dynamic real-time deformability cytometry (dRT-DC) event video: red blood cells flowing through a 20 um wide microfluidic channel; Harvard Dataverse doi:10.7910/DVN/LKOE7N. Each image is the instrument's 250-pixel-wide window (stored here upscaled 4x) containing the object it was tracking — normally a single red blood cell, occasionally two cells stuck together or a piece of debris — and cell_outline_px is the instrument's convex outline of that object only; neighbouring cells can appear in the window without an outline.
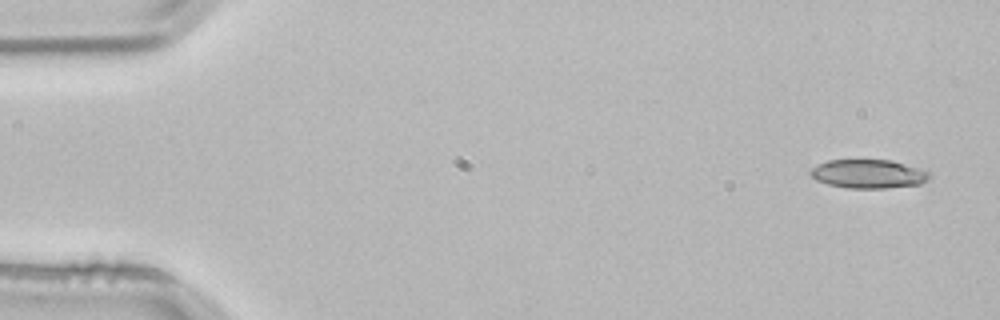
{"species": "common noctule bat (a hibernating species)", "species_latin": "Nyctalus noctula", "temperature_condition": "room temperature", "stored_images_in_passage": 5, "camera_frame_rate_fps": 3000, "um_per_image_px": 0.085, "animal": {"sex": "male", "body_mass_g": 21.5, "forearm_length_mm": 52.0}, "frame": {"image": 1, "passage_image": 1, "time_ms": 0.0, "image_size_px": [1000, 320], "cell_outline_px": [[932, 176], [928, 180], [920, 184], [884, 188], [848, 188], [828, 184], [816, 180], [808, 172], [812, 168], [828, 160], [892, 160], [928, 172]], "centroid_in_image_um": [73.8, 14.78], "position_along_channel_um": 11.2, "area_um2": 19.71}}